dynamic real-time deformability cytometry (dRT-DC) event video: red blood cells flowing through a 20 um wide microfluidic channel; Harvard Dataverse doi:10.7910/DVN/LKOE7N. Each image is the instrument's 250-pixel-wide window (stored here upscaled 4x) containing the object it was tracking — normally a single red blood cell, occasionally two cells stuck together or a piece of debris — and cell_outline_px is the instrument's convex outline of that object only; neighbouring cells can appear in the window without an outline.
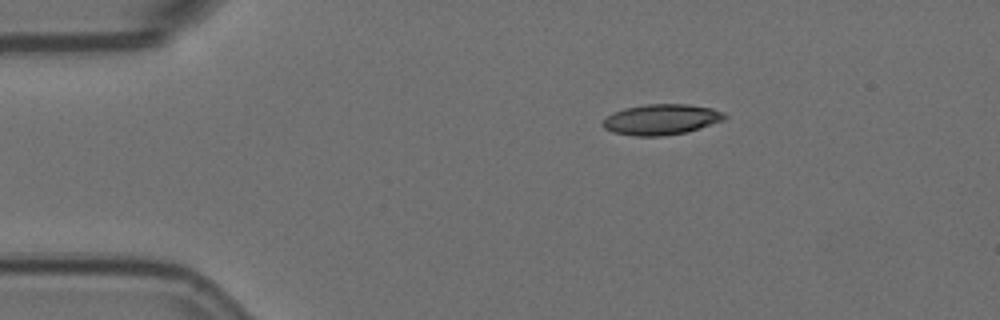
{"species": "Egyptian fruit bat (a non-hibernating species)", "species_latin": "Rousettus aegyptiacus", "temperature_condition": "room temperature", "stored_images_in_passage": 6, "camera_frame_rate_fps": 3000, "um_per_image_px": 0.085, "animal": {"sex": "female"}, "frame": {"image": 1, "passage_image": 1, "time_ms": 0.0, "image_size_px": [1000, 320], "cell_outline_px": [[728, 116], [724, 120], [688, 132], [660, 136], [632, 136], [612, 132], [604, 128], [600, 124], [612, 112], [624, 108], [648, 104], [688, 104], [712, 108], [724, 112]], "centroid_in_image_um": [56.21, 10.16], "position_along_channel_um": 28.8, "area_um2": 21.91}}
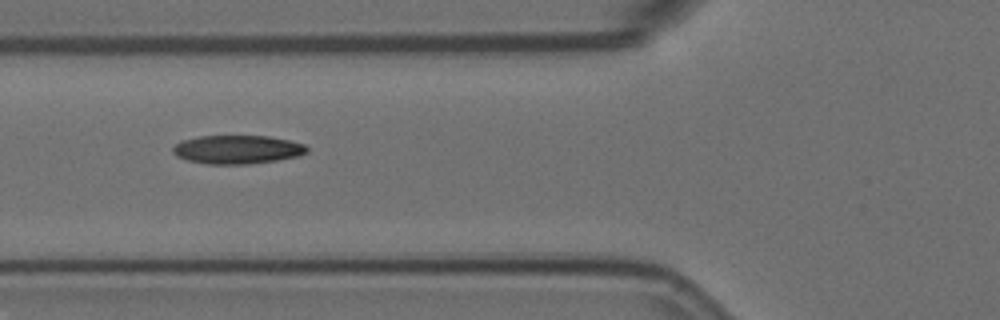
{"frame": {"image": 2, "passage_image": 4, "time_ms": 1.0, "image_size_px": [1000, 320], "cell_outline_px": [[308, 152], [300, 156], [276, 160], [248, 164], [208, 164], [188, 160], [176, 156], [172, 152], [172, 148], [180, 140], [200, 136], [268, 136], [288, 140], [304, 144], [308, 148]], "centroid_in_image_um": [20.17, 12.71], "position_along_channel_um": 105.6, "area_um2": 22.37}}
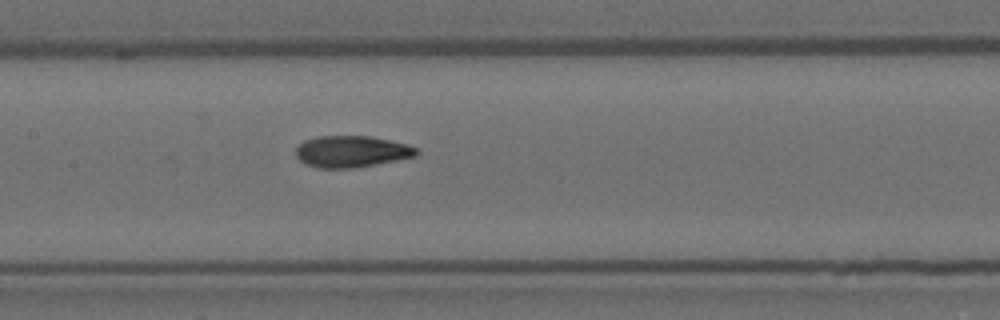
{"frame": {"image": 3, "passage_image": 6, "time_ms": 1.667, "image_size_px": [1000, 320], "cell_outline_px": [[420, 152], [416, 156], [396, 160], [352, 168], [320, 168], [304, 164], [296, 156], [296, 148], [304, 140], [320, 136], [372, 136], [408, 144], [420, 148]], "centroid_in_image_um": [29.91, 12.87], "position_along_channel_um": 177.5, "area_um2": 22.25}}